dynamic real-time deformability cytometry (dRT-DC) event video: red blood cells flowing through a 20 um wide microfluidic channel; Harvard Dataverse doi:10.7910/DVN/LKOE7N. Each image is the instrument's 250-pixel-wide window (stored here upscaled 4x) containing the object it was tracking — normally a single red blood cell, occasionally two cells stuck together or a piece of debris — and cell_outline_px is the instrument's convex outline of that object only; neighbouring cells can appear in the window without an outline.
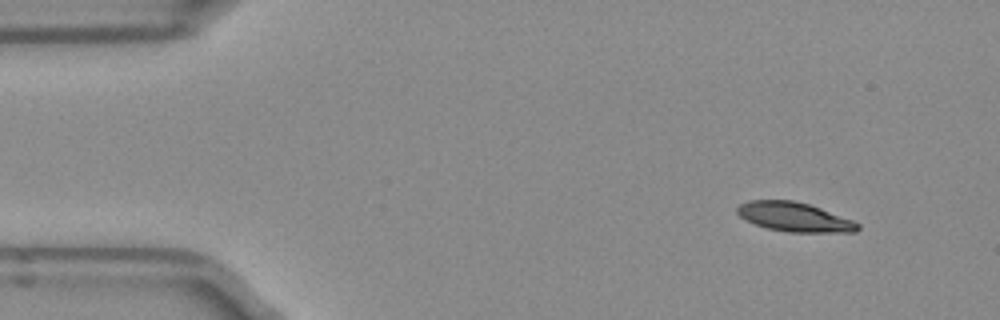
{"species": "Egyptian fruit bat (a non-hibernating species)", "species_latin": "Rousettus aegyptiacus", "temperature_condition": "room temperature", "stored_images_in_passage": 8, "camera_frame_rate_fps": 3000, "um_per_image_px": 0.085, "frame": {"image": 1, "passage_image": 1, "time_ms": 0.0, "image_size_px": [1000, 320], "cell_outline_px": [[860, 228], [856, 232], [788, 232], [768, 228], [744, 220], [736, 212], [736, 208], [740, 204], [748, 200], [792, 200], [808, 204], [820, 208], [852, 220], [860, 224]], "centroid_in_image_um": [67.5, 18.44], "position_along_channel_um": 17.5, "area_um2": 20.46}}